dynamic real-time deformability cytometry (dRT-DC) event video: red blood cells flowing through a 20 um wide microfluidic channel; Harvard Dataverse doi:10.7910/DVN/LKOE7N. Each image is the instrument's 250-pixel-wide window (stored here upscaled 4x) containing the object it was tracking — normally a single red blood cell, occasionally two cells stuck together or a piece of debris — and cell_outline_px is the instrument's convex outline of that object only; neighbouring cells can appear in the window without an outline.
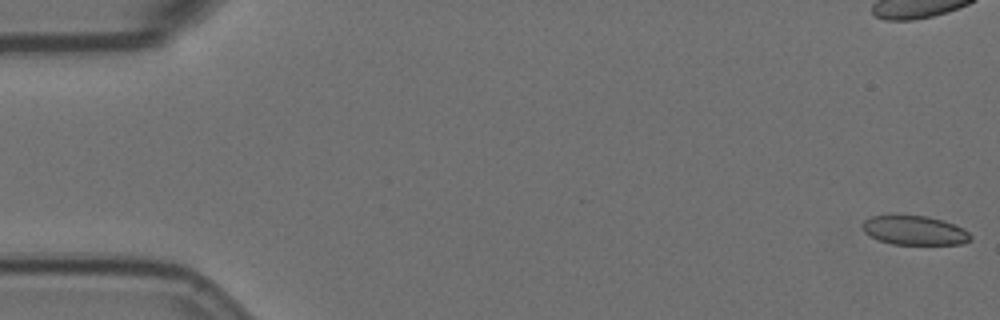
{"species": "Egyptian fruit bat (a non-hibernating species)", "species_latin": "Rousettus aegyptiacus", "temperature_condition": "room temperature", "stored_images_in_passage": 3, "camera_frame_rate_fps": 3000, "um_per_image_px": 0.085, "animal": {"sex": "female"}, "frame": {"image": 1, "passage_image": 1, "time_ms": 0.0, "image_size_px": [1000, 320], "cell_outline_px": [[972, 240], [964, 244], [892, 244], [880, 240], [864, 232], [864, 220], [872, 216], [892, 212], [928, 216], [944, 220], [964, 228], [972, 236]], "centroid_in_image_um": [77.75, 19.53], "position_along_channel_um": 7.2, "area_um2": 19.02}}